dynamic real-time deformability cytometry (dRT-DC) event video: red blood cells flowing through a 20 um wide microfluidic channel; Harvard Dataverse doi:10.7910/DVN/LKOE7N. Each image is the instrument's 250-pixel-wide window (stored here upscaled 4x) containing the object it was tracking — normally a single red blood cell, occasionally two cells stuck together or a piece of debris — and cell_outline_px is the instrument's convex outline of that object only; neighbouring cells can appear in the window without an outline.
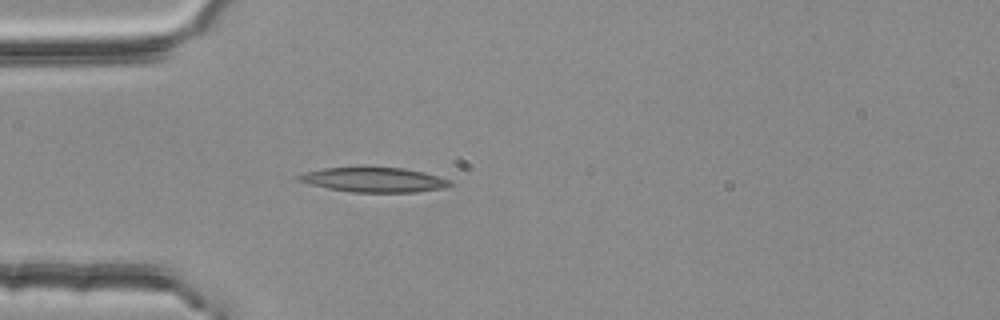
{"species": "common noctule bat (a hibernating species)", "species_latin": "Nyctalus noctula", "temperature_condition": "room temperature", "stored_images_in_passage": 3, "camera_frame_rate_fps": 3000, "um_per_image_px": 0.085, "animal": {"sex": "female", "body_mass_g": 25.1}, "frame": {"image": 1, "passage_image": 3, "time_ms": 0.667, "image_size_px": [1000, 320], "cell_outline_px": [[452, 184], [444, 188], [416, 192], [352, 192], [328, 188], [296, 180], [296, 176], [304, 172], [324, 168], [404, 168], [424, 172], [452, 180]], "centroid_in_image_um": [31.82, 15.29], "position_along_channel_um": 53.2, "area_um2": 21.56}}